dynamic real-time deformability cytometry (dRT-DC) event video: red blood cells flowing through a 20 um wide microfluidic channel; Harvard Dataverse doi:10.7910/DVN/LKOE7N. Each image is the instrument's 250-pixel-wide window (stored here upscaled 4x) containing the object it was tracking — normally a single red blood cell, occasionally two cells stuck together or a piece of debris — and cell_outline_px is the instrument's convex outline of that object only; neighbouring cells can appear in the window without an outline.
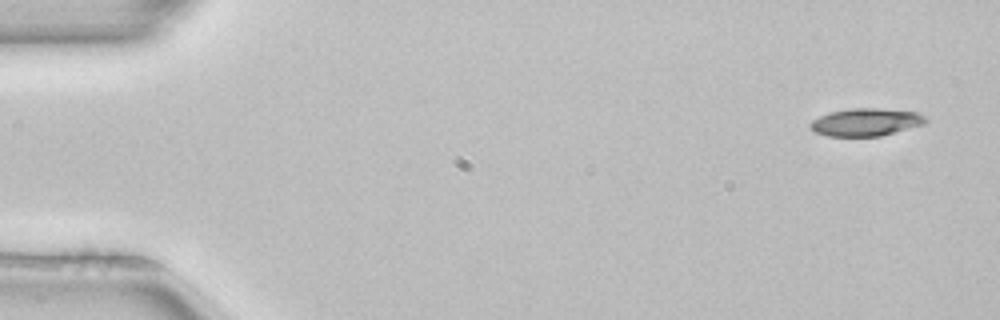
{"species": "common noctule bat (a hibernating species)", "species_latin": "Nyctalus noctula", "temperature_condition": "room temperature", "stored_images_in_passage": 4, "camera_frame_rate_fps": 3000, "um_per_image_px": 0.085, "animal": {"sex": "female", "body_mass_g": 22.7, "forearm_length_mm": 54.2}, "frame": {"image": 1, "passage_image": 1, "time_ms": 0.0, "image_size_px": [1000, 320], "cell_outline_px": [[928, 120], [924, 124], [880, 136], [828, 136], [816, 132], [808, 124], [812, 120], [820, 116], [832, 112], [852, 108], [880, 108], [916, 112], [924, 116]], "centroid_in_image_um": [73.61, 10.38], "position_along_channel_um": 11.4, "area_um2": 18.38}}